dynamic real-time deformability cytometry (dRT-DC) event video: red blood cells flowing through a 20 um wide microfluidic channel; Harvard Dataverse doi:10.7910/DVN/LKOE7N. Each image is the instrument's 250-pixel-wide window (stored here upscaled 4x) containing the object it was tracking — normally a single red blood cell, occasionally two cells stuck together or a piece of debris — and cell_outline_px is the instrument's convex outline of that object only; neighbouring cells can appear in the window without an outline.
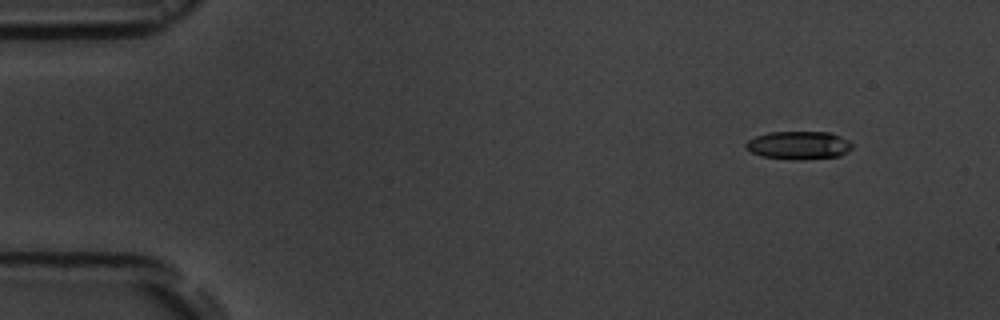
{"species": "common noctule bat (a hibernating species)", "species_latin": "Nyctalus noctula", "temperature_condition": "room temperature", "stored_images_in_passage": 5, "camera_frame_rate_fps": 3000, "um_per_image_px": 0.085, "animal": {"sex": "male", "body_mass_g": 19.5, "forearm_length_mm": 54.6}, "frame": {"image": 1, "passage_image": 2, "time_ms": 1.0, "image_size_px": [1000, 320], "cell_outline_px": [[852, 148], [848, 152], [840, 156], [800, 160], [792, 160], [760, 156], [744, 148], [744, 144], [748, 140], [756, 136], [768, 132], [828, 132], [840, 136], [848, 140], [852, 144]], "centroid_in_image_um": [67.87, 12.36], "position_along_channel_um": 17.1, "area_um2": 17.63}}
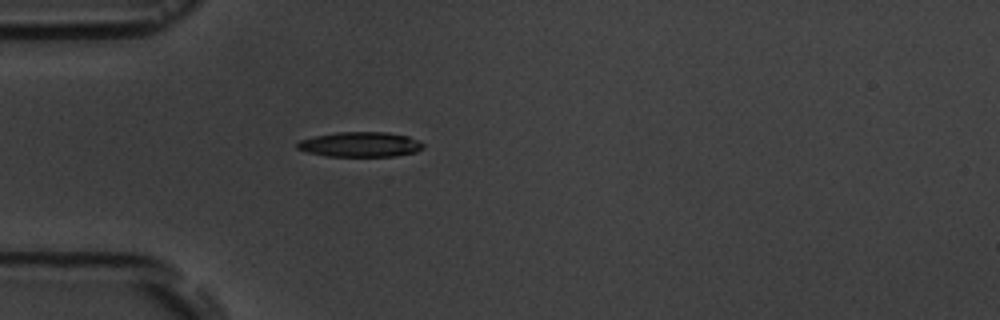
{"frame": {"image": 2, "passage_image": 5, "time_ms": 4.667, "image_size_px": [1000, 320], "cell_outline_px": [[424, 148], [416, 152], [396, 156], [324, 156], [308, 152], [296, 148], [296, 144], [300, 140], [316, 136], [336, 132], [388, 132], [408, 136], [420, 140], [424, 144]], "centroid_in_image_um": [30.66, 12.28], "position_along_channel_um": 54.3, "area_um2": 18.44}}